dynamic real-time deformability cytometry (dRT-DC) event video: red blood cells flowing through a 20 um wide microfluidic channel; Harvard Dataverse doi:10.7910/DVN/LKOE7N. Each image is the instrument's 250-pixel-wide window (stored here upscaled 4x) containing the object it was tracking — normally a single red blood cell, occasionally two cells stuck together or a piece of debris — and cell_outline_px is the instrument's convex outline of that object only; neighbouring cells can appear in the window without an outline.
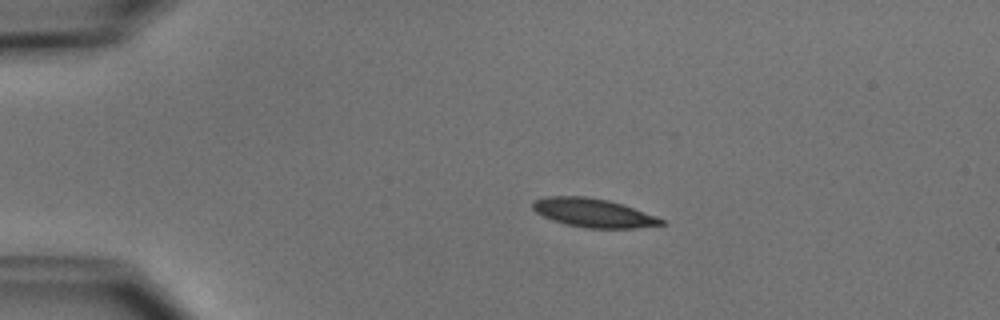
{"species": "common noctule bat (a hibernating species)", "species_latin": "Nyctalus noctula", "temperature_condition": "cold", "stored_images_in_passage": 5, "camera_frame_rate_fps": 3000, "um_per_image_px": 0.085, "animal": {"sex": "male", "body_mass_g": 15.6}, "frame": {"image": 1, "passage_image": 2, "time_ms": 1.333, "image_size_px": [1000, 320], "cell_outline_px": [[668, 224], [636, 228], [588, 228], [564, 224], [552, 220], [536, 212], [532, 208], [532, 204], [536, 200], [548, 196], [584, 196], [608, 200], [668, 220]], "centroid_in_image_um": [50.47, 18.11], "position_along_channel_um": 34.5, "area_um2": 21.44}}
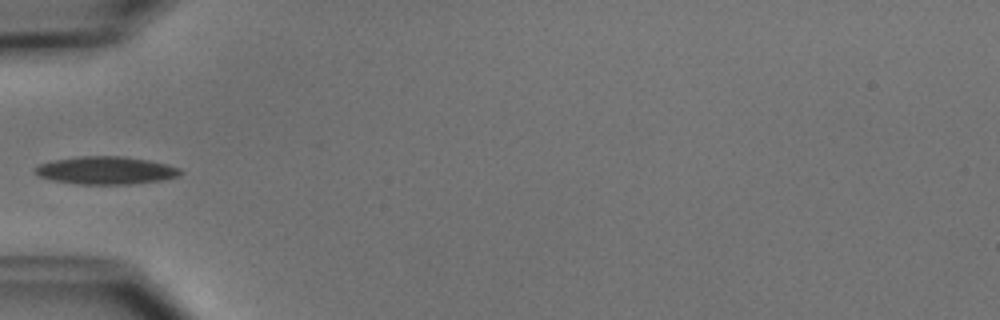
{"frame": {"image": 2, "passage_image": 4, "time_ms": 3.667, "image_size_px": [1000, 320], "cell_outline_px": [[184, 172], [180, 176], [160, 180], [132, 184], [76, 184], [52, 180], [36, 176], [32, 172], [32, 168], [40, 164], [52, 160], [76, 156], [124, 156], [148, 160], [168, 164], [180, 168]], "centroid_in_image_um": [8.96, 14.48], "position_along_channel_um": 76.0, "area_um2": 23.93}}